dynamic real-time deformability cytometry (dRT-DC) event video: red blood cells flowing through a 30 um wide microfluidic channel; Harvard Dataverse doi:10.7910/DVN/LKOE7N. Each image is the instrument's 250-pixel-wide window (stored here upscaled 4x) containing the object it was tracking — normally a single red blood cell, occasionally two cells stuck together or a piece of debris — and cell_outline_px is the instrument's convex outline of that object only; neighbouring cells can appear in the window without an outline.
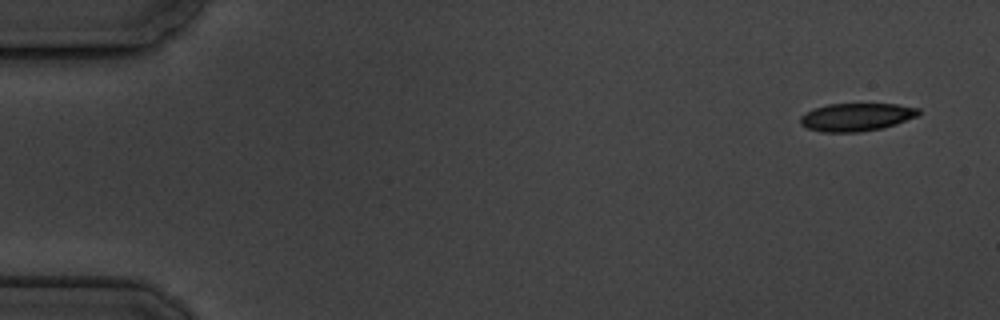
{"species": "common noctule bat (a hibernating species)", "species_latin": "Nyctalus noctula", "temperature_condition": "cold", "stored_images_in_passage": 4, "camera_frame_rate_fps": 3000, "um_per_image_px": 0.085, "animal": {"sex": "male", "body_mass_g": 19.5, "forearm_length_mm": 54.6}, "frame": {"image": 1, "passage_image": 1, "time_ms": 0.0, "image_size_px": [1000, 320], "cell_outline_px": [[920, 112], [916, 116], [896, 124], [880, 128], [860, 132], [820, 132], [808, 128], [800, 124], [800, 116], [804, 112], [812, 108], [828, 104], [896, 104], [920, 108]], "centroid_in_image_um": [72.74, 9.94], "position_along_channel_um": 12.3, "area_um2": 19.31}}
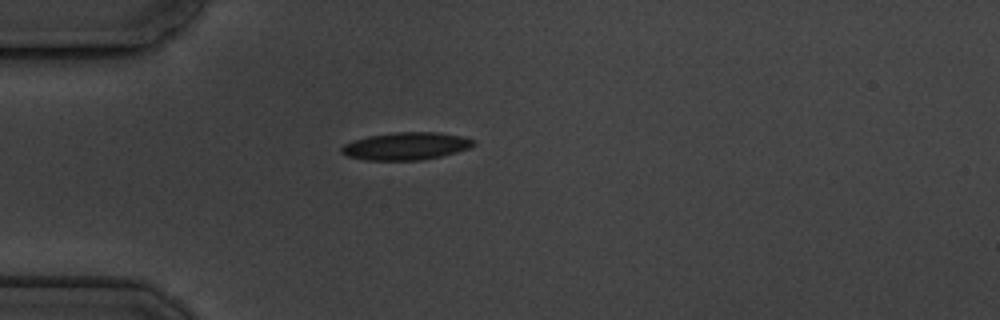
{"frame": {"image": 2, "passage_image": 4, "time_ms": 4.333, "image_size_px": [1000, 320], "cell_outline_px": [[476, 144], [468, 148], [456, 152], [440, 156], [420, 160], [368, 160], [348, 156], [340, 152], [340, 148], [344, 144], [352, 140], [368, 136], [396, 132], [440, 132], [460, 136], [476, 140]], "centroid_in_image_um": [34.5, 12.41], "position_along_channel_um": 50.5, "area_um2": 21.15}}